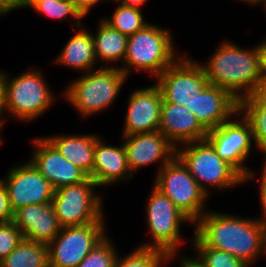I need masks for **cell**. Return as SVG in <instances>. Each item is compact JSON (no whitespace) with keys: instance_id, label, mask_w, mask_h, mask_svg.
I'll list each match as a JSON object with an SVG mask.
<instances>
[{"instance_id":"33","label":"cell","mask_w":266,"mask_h":267,"mask_svg":"<svg viewBox=\"0 0 266 267\" xmlns=\"http://www.w3.org/2000/svg\"><path fill=\"white\" fill-rule=\"evenodd\" d=\"M264 164L262 172L260 173L261 178H260V185H259V199H260V204L262 206V213L263 215L262 218H259L264 224L266 223V161L263 162Z\"/></svg>"},{"instance_id":"21","label":"cell","mask_w":266,"mask_h":267,"mask_svg":"<svg viewBox=\"0 0 266 267\" xmlns=\"http://www.w3.org/2000/svg\"><path fill=\"white\" fill-rule=\"evenodd\" d=\"M73 165L80 168L88 177L91 176L94 164V150L98 135H53L45 137Z\"/></svg>"},{"instance_id":"45","label":"cell","mask_w":266,"mask_h":267,"mask_svg":"<svg viewBox=\"0 0 266 267\" xmlns=\"http://www.w3.org/2000/svg\"><path fill=\"white\" fill-rule=\"evenodd\" d=\"M264 7H265V9H266V1L262 4ZM266 11V10H265Z\"/></svg>"},{"instance_id":"30","label":"cell","mask_w":266,"mask_h":267,"mask_svg":"<svg viewBox=\"0 0 266 267\" xmlns=\"http://www.w3.org/2000/svg\"><path fill=\"white\" fill-rule=\"evenodd\" d=\"M115 250L107 235L77 267H113L118 255Z\"/></svg>"},{"instance_id":"2","label":"cell","mask_w":266,"mask_h":267,"mask_svg":"<svg viewBox=\"0 0 266 267\" xmlns=\"http://www.w3.org/2000/svg\"><path fill=\"white\" fill-rule=\"evenodd\" d=\"M203 67L211 85L228 91L236 100L263 91L258 44L250 50L224 41Z\"/></svg>"},{"instance_id":"7","label":"cell","mask_w":266,"mask_h":267,"mask_svg":"<svg viewBox=\"0 0 266 267\" xmlns=\"http://www.w3.org/2000/svg\"><path fill=\"white\" fill-rule=\"evenodd\" d=\"M97 187L87 177L80 183L55 189L51 203L62 228L95 223L104 216L103 197L95 193Z\"/></svg>"},{"instance_id":"31","label":"cell","mask_w":266,"mask_h":267,"mask_svg":"<svg viewBox=\"0 0 266 267\" xmlns=\"http://www.w3.org/2000/svg\"><path fill=\"white\" fill-rule=\"evenodd\" d=\"M23 235L14 223H0V262L22 241Z\"/></svg>"},{"instance_id":"26","label":"cell","mask_w":266,"mask_h":267,"mask_svg":"<svg viewBox=\"0 0 266 267\" xmlns=\"http://www.w3.org/2000/svg\"><path fill=\"white\" fill-rule=\"evenodd\" d=\"M178 251L167 253L155 247L140 246L124 258L117 255L113 267H164L177 257Z\"/></svg>"},{"instance_id":"4","label":"cell","mask_w":266,"mask_h":267,"mask_svg":"<svg viewBox=\"0 0 266 267\" xmlns=\"http://www.w3.org/2000/svg\"><path fill=\"white\" fill-rule=\"evenodd\" d=\"M103 67V68H102ZM128 76L117 65L104 66L81 75L64 90V98L83 117L97 114L113 104Z\"/></svg>"},{"instance_id":"32","label":"cell","mask_w":266,"mask_h":267,"mask_svg":"<svg viewBox=\"0 0 266 267\" xmlns=\"http://www.w3.org/2000/svg\"><path fill=\"white\" fill-rule=\"evenodd\" d=\"M13 210L10 207L6 186L3 179H0V223L11 222Z\"/></svg>"},{"instance_id":"11","label":"cell","mask_w":266,"mask_h":267,"mask_svg":"<svg viewBox=\"0 0 266 267\" xmlns=\"http://www.w3.org/2000/svg\"><path fill=\"white\" fill-rule=\"evenodd\" d=\"M147 222L152 241L140 246L155 247L167 253L178 251L182 244L181 223L191 221L155 186L147 200Z\"/></svg>"},{"instance_id":"14","label":"cell","mask_w":266,"mask_h":267,"mask_svg":"<svg viewBox=\"0 0 266 267\" xmlns=\"http://www.w3.org/2000/svg\"><path fill=\"white\" fill-rule=\"evenodd\" d=\"M163 97L154 83L144 89L130 93L123 136L158 131L161 119Z\"/></svg>"},{"instance_id":"6","label":"cell","mask_w":266,"mask_h":267,"mask_svg":"<svg viewBox=\"0 0 266 267\" xmlns=\"http://www.w3.org/2000/svg\"><path fill=\"white\" fill-rule=\"evenodd\" d=\"M183 145L184 148H176V156L187 167L205 194L211 193L209 186L221 190L244 183V178L217 155L206 139Z\"/></svg>"},{"instance_id":"25","label":"cell","mask_w":266,"mask_h":267,"mask_svg":"<svg viewBox=\"0 0 266 267\" xmlns=\"http://www.w3.org/2000/svg\"><path fill=\"white\" fill-rule=\"evenodd\" d=\"M0 267H49L46 244L22 239L1 262Z\"/></svg>"},{"instance_id":"18","label":"cell","mask_w":266,"mask_h":267,"mask_svg":"<svg viewBox=\"0 0 266 267\" xmlns=\"http://www.w3.org/2000/svg\"><path fill=\"white\" fill-rule=\"evenodd\" d=\"M158 131L176 148L183 144L205 140L208 131L187 108L163 100Z\"/></svg>"},{"instance_id":"28","label":"cell","mask_w":266,"mask_h":267,"mask_svg":"<svg viewBox=\"0 0 266 267\" xmlns=\"http://www.w3.org/2000/svg\"><path fill=\"white\" fill-rule=\"evenodd\" d=\"M27 7L53 19L66 20V18H68L67 16L70 15L71 18L73 17L74 20H77L74 23L79 27L82 26L80 22L81 19L85 18L73 3L59 0H33L26 6V8Z\"/></svg>"},{"instance_id":"8","label":"cell","mask_w":266,"mask_h":267,"mask_svg":"<svg viewBox=\"0 0 266 267\" xmlns=\"http://www.w3.org/2000/svg\"><path fill=\"white\" fill-rule=\"evenodd\" d=\"M156 176L153 185L164 193L192 224L207 212L204 203L209 196L177 156L158 170Z\"/></svg>"},{"instance_id":"40","label":"cell","mask_w":266,"mask_h":267,"mask_svg":"<svg viewBox=\"0 0 266 267\" xmlns=\"http://www.w3.org/2000/svg\"><path fill=\"white\" fill-rule=\"evenodd\" d=\"M240 1L256 6V4L262 5L266 0H240Z\"/></svg>"},{"instance_id":"1","label":"cell","mask_w":266,"mask_h":267,"mask_svg":"<svg viewBox=\"0 0 266 267\" xmlns=\"http://www.w3.org/2000/svg\"><path fill=\"white\" fill-rule=\"evenodd\" d=\"M196 226V227H195ZM194 235L206 246L252 265L263 254L264 223L207 210L195 223Z\"/></svg>"},{"instance_id":"19","label":"cell","mask_w":266,"mask_h":267,"mask_svg":"<svg viewBox=\"0 0 266 267\" xmlns=\"http://www.w3.org/2000/svg\"><path fill=\"white\" fill-rule=\"evenodd\" d=\"M191 112L201 125L210 131L240 114L239 101L228 91L209 84L193 101Z\"/></svg>"},{"instance_id":"5","label":"cell","mask_w":266,"mask_h":267,"mask_svg":"<svg viewBox=\"0 0 266 267\" xmlns=\"http://www.w3.org/2000/svg\"><path fill=\"white\" fill-rule=\"evenodd\" d=\"M43 77L38 69H30L12 79L3 71L4 112L28 122L49 110L56 97Z\"/></svg>"},{"instance_id":"38","label":"cell","mask_w":266,"mask_h":267,"mask_svg":"<svg viewBox=\"0 0 266 267\" xmlns=\"http://www.w3.org/2000/svg\"><path fill=\"white\" fill-rule=\"evenodd\" d=\"M109 1L116 2L117 4H122L125 6L140 8V6H143V4L146 3L147 0H108L107 2Z\"/></svg>"},{"instance_id":"15","label":"cell","mask_w":266,"mask_h":267,"mask_svg":"<svg viewBox=\"0 0 266 267\" xmlns=\"http://www.w3.org/2000/svg\"><path fill=\"white\" fill-rule=\"evenodd\" d=\"M32 143L35 149L29 161L54 189L80 183L88 177L63 157L45 137L35 138Z\"/></svg>"},{"instance_id":"39","label":"cell","mask_w":266,"mask_h":267,"mask_svg":"<svg viewBox=\"0 0 266 267\" xmlns=\"http://www.w3.org/2000/svg\"><path fill=\"white\" fill-rule=\"evenodd\" d=\"M4 112V98H3V72L0 70V126H4V120L2 114Z\"/></svg>"},{"instance_id":"3","label":"cell","mask_w":266,"mask_h":267,"mask_svg":"<svg viewBox=\"0 0 266 267\" xmlns=\"http://www.w3.org/2000/svg\"><path fill=\"white\" fill-rule=\"evenodd\" d=\"M168 31L149 23L129 35L123 66L117 67L128 77L132 71L130 69H134L147 71L149 75L157 78L180 57L175 52L173 36Z\"/></svg>"},{"instance_id":"29","label":"cell","mask_w":266,"mask_h":267,"mask_svg":"<svg viewBox=\"0 0 266 267\" xmlns=\"http://www.w3.org/2000/svg\"><path fill=\"white\" fill-rule=\"evenodd\" d=\"M193 246L196 253L205 267H249L244 260L234 257L231 254L206 247L195 235L193 236Z\"/></svg>"},{"instance_id":"16","label":"cell","mask_w":266,"mask_h":267,"mask_svg":"<svg viewBox=\"0 0 266 267\" xmlns=\"http://www.w3.org/2000/svg\"><path fill=\"white\" fill-rule=\"evenodd\" d=\"M122 137L132 174L143 166L161 161L160 170L176 156V147L159 131Z\"/></svg>"},{"instance_id":"12","label":"cell","mask_w":266,"mask_h":267,"mask_svg":"<svg viewBox=\"0 0 266 267\" xmlns=\"http://www.w3.org/2000/svg\"><path fill=\"white\" fill-rule=\"evenodd\" d=\"M206 140L217 155L230 164L243 178L244 183L253 179L254 172L244 163L252 146L253 135L250 123L242 115L241 120L229 119L208 131Z\"/></svg>"},{"instance_id":"41","label":"cell","mask_w":266,"mask_h":267,"mask_svg":"<svg viewBox=\"0 0 266 267\" xmlns=\"http://www.w3.org/2000/svg\"><path fill=\"white\" fill-rule=\"evenodd\" d=\"M263 256H266V223L264 224V231H263Z\"/></svg>"},{"instance_id":"20","label":"cell","mask_w":266,"mask_h":267,"mask_svg":"<svg viewBox=\"0 0 266 267\" xmlns=\"http://www.w3.org/2000/svg\"><path fill=\"white\" fill-rule=\"evenodd\" d=\"M132 176L123 143L120 146H112L100 138L96 142L93 171L90 178L98 187H104L130 179Z\"/></svg>"},{"instance_id":"10","label":"cell","mask_w":266,"mask_h":267,"mask_svg":"<svg viewBox=\"0 0 266 267\" xmlns=\"http://www.w3.org/2000/svg\"><path fill=\"white\" fill-rule=\"evenodd\" d=\"M209 84L203 67L187 56H180L156 78L163 100L184 106L190 112L193 101Z\"/></svg>"},{"instance_id":"36","label":"cell","mask_w":266,"mask_h":267,"mask_svg":"<svg viewBox=\"0 0 266 267\" xmlns=\"http://www.w3.org/2000/svg\"><path fill=\"white\" fill-rule=\"evenodd\" d=\"M100 1L101 0H73L72 3L80 11V13L84 17H86L89 14L90 10L92 9L91 7L95 6Z\"/></svg>"},{"instance_id":"22","label":"cell","mask_w":266,"mask_h":267,"mask_svg":"<svg viewBox=\"0 0 266 267\" xmlns=\"http://www.w3.org/2000/svg\"><path fill=\"white\" fill-rule=\"evenodd\" d=\"M96 62L92 33L81 26L64 45L55 63L87 73L94 70Z\"/></svg>"},{"instance_id":"35","label":"cell","mask_w":266,"mask_h":267,"mask_svg":"<svg viewBox=\"0 0 266 267\" xmlns=\"http://www.w3.org/2000/svg\"><path fill=\"white\" fill-rule=\"evenodd\" d=\"M21 8H23V0H0V13L2 15Z\"/></svg>"},{"instance_id":"43","label":"cell","mask_w":266,"mask_h":267,"mask_svg":"<svg viewBox=\"0 0 266 267\" xmlns=\"http://www.w3.org/2000/svg\"><path fill=\"white\" fill-rule=\"evenodd\" d=\"M59 1L69 2V3H72L73 2V0H59Z\"/></svg>"},{"instance_id":"27","label":"cell","mask_w":266,"mask_h":267,"mask_svg":"<svg viewBox=\"0 0 266 267\" xmlns=\"http://www.w3.org/2000/svg\"><path fill=\"white\" fill-rule=\"evenodd\" d=\"M102 20L111 28L127 36L138 32L149 24L144 21L140 8L122 4L117 5L115 12L110 18H102Z\"/></svg>"},{"instance_id":"23","label":"cell","mask_w":266,"mask_h":267,"mask_svg":"<svg viewBox=\"0 0 266 267\" xmlns=\"http://www.w3.org/2000/svg\"><path fill=\"white\" fill-rule=\"evenodd\" d=\"M100 21V25L96 30L97 33L95 35L92 33L96 59L102 62L105 61L106 64L109 62V67H115L111 63L113 64L120 60L123 63L125 59L128 36L111 28L102 19Z\"/></svg>"},{"instance_id":"42","label":"cell","mask_w":266,"mask_h":267,"mask_svg":"<svg viewBox=\"0 0 266 267\" xmlns=\"http://www.w3.org/2000/svg\"><path fill=\"white\" fill-rule=\"evenodd\" d=\"M33 0H23V8H26V6Z\"/></svg>"},{"instance_id":"44","label":"cell","mask_w":266,"mask_h":267,"mask_svg":"<svg viewBox=\"0 0 266 267\" xmlns=\"http://www.w3.org/2000/svg\"><path fill=\"white\" fill-rule=\"evenodd\" d=\"M2 126H0V133H1V130H2ZM3 142V140L2 139H0V144Z\"/></svg>"},{"instance_id":"34","label":"cell","mask_w":266,"mask_h":267,"mask_svg":"<svg viewBox=\"0 0 266 267\" xmlns=\"http://www.w3.org/2000/svg\"><path fill=\"white\" fill-rule=\"evenodd\" d=\"M260 78L263 90H266V40L258 45Z\"/></svg>"},{"instance_id":"9","label":"cell","mask_w":266,"mask_h":267,"mask_svg":"<svg viewBox=\"0 0 266 267\" xmlns=\"http://www.w3.org/2000/svg\"><path fill=\"white\" fill-rule=\"evenodd\" d=\"M104 218L83 226L62 228L47 245L49 267H77L107 236Z\"/></svg>"},{"instance_id":"17","label":"cell","mask_w":266,"mask_h":267,"mask_svg":"<svg viewBox=\"0 0 266 267\" xmlns=\"http://www.w3.org/2000/svg\"><path fill=\"white\" fill-rule=\"evenodd\" d=\"M12 222L21 231L23 239L46 245L62 229L51 202L19 208L13 212Z\"/></svg>"},{"instance_id":"13","label":"cell","mask_w":266,"mask_h":267,"mask_svg":"<svg viewBox=\"0 0 266 267\" xmlns=\"http://www.w3.org/2000/svg\"><path fill=\"white\" fill-rule=\"evenodd\" d=\"M3 182L13 212L27 205L50 203L55 191L30 161L12 167Z\"/></svg>"},{"instance_id":"37","label":"cell","mask_w":266,"mask_h":267,"mask_svg":"<svg viewBox=\"0 0 266 267\" xmlns=\"http://www.w3.org/2000/svg\"><path fill=\"white\" fill-rule=\"evenodd\" d=\"M180 267H205L203 262L199 259V257H184L182 256L180 259Z\"/></svg>"},{"instance_id":"24","label":"cell","mask_w":266,"mask_h":267,"mask_svg":"<svg viewBox=\"0 0 266 267\" xmlns=\"http://www.w3.org/2000/svg\"><path fill=\"white\" fill-rule=\"evenodd\" d=\"M239 112L250 123L253 144L266 156V90L241 99Z\"/></svg>"}]
</instances>
